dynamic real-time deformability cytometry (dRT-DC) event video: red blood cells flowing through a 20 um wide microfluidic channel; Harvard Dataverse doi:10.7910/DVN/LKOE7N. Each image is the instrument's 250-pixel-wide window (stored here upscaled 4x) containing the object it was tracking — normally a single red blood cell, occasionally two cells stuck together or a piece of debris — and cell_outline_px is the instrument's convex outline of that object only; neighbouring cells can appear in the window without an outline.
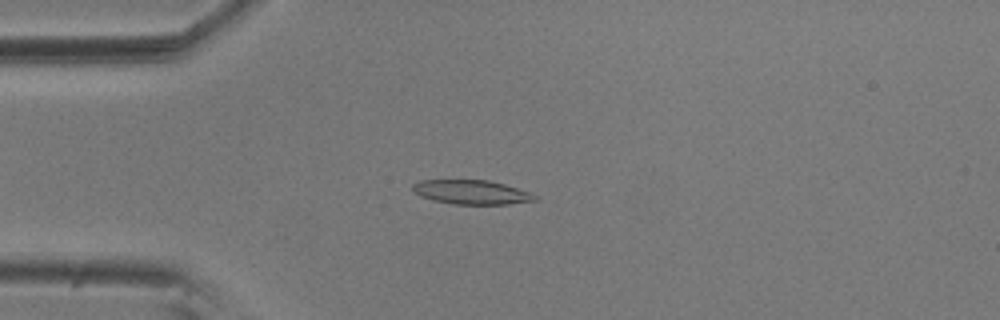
{"species": "common noctule bat (a hibernating species)", "species_latin": "Nyctalus noctula", "temperature_condition": "room temperature", "stored_images_in_passage": 55, "camera_frame_rate_fps": 3000, "um_per_image_px": 0.085, "animal": {"sex": "male", "body_mass_g": 20.5, "forearm_length_mm": 52.5}, "frame": {"image": 1, "passage_image": 13, "time_ms": 4.0, "image_size_px": [1000, 320], "cell_outline_px": [[540, 196], [536, 200], [508, 204], [452, 204], [432, 200], [420, 196], [412, 192], [412, 184], [420, 180], [488, 180], [504, 184], [532, 192]], "centroid_in_image_um": [40.08, 16.33], "position_along_channel_um": 44.9, "area_um2": 17.46}}
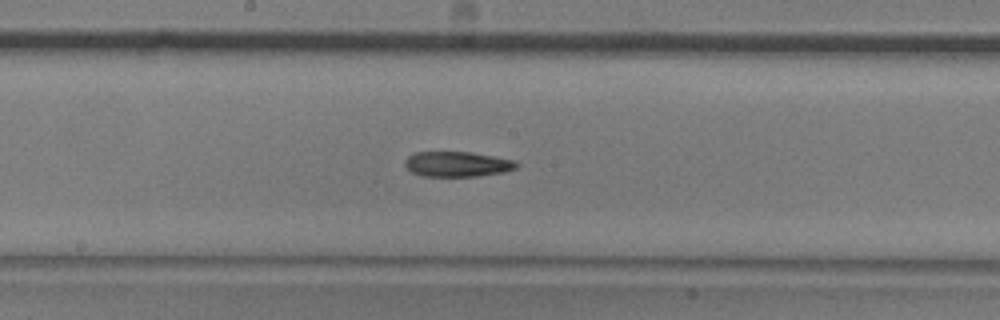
{"frame": {"image": 2, "passage_image": 28, "time_ms": 9.0, "image_size_px": [1000, 320], "cell_outline_px": [[520, 164], [516, 168], [504, 172], [480, 176], [420, 176], [412, 172], [404, 164], [404, 160], [408, 156], [416, 152], [472, 152], [516, 160]], "centroid_in_image_um": [38.89, 13.95], "position_along_channel_um": 209.3, "area_um2": 16.53}}
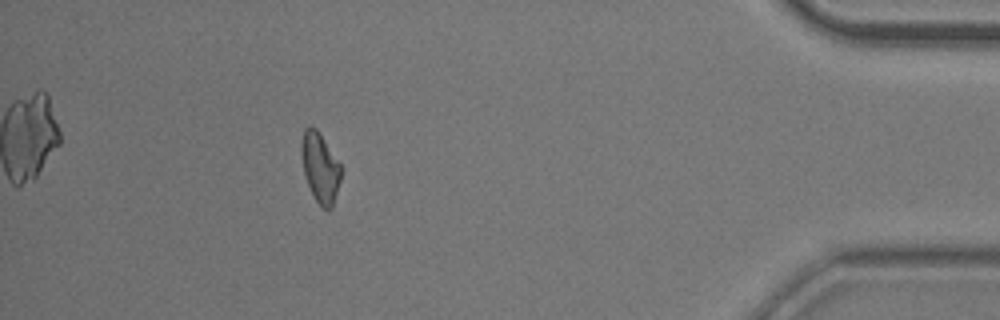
{"frame": {"image": 3, "passage_image": 49, "time_ms": 16.0, "image_size_px": [1000, 320], "cell_outline_px": [[340, 180], [332, 208], [328, 212], [316, 200], [308, 184], [304, 172], [300, 152], [300, 144], [304, 128], [308, 124], [312, 124], [316, 128], [340, 164]], "centroid_in_image_um": [27.18, 14.2], "position_along_channel_um": 408.0, "area_um2": 15.95}, "authors_computed_cell_mechanics": {"area_um2": 16.8776, "velocity_mm_per_s": 3.6047, "shape_relaxation_time_tau1_ms": 10.1071, "shape_relaxation_time_tau2_ms": 9.5276, "deformation_change_tau1": 0.243, "deformation_change_tau2": 0.2106}}